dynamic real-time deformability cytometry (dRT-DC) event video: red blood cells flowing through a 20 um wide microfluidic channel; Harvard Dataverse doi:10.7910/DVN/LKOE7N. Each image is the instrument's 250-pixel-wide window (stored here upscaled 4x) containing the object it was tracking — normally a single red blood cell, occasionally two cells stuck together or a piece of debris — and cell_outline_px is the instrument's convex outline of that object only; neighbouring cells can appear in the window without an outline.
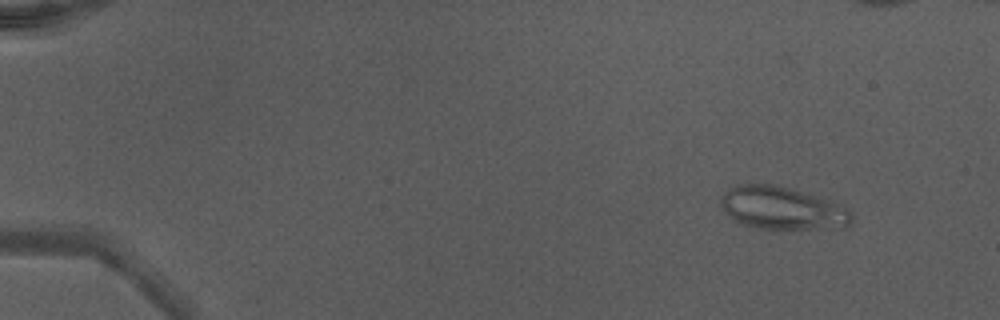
{"species": "Egyptian fruit bat (a non-hibernating species)", "species_latin": "Rousettus aegyptiacus", "temperature_condition": "warm", "stored_images_in_passage": 7, "camera_frame_rate_fps": 3000, "um_per_image_px": 0.085, "animal": {"sex": "male"}, "frame": {"image": 1, "passage_image": 6, "time_ms": 1.667, "image_size_px": [1000, 320], "cell_outline_px": [[852, 224], [844, 228], [764, 228], [744, 224], [732, 220], [720, 208], [720, 196], [728, 188], [740, 184], [768, 184], [788, 188], [824, 200], [844, 208], [852, 216]], "centroid_in_image_um": [66.38, 17.7], "position_along_channel_um": 18.6, "area_um2": 31.79}}